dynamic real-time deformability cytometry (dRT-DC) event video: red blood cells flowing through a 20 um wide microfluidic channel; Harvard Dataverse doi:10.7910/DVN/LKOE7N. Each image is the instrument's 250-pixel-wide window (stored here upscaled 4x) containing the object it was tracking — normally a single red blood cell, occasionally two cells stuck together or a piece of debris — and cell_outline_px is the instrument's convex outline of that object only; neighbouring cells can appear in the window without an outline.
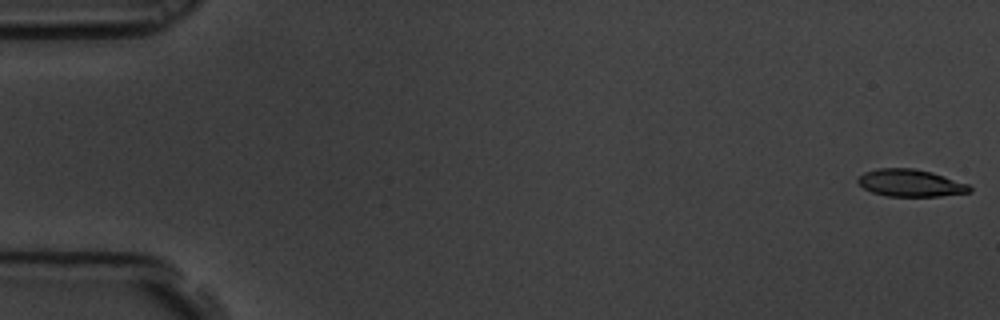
{"species": "common noctule bat (a hibernating species)", "species_latin": "Nyctalus noctula", "temperature_condition": "room temperature", "stored_images_in_passage": 58, "camera_frame_rate_fps": 3000, "um_per_image_px": 0.085, "animal": {"sex": "male", "body_mass_g": 19.5, "forearm_length_mm": 54.6}, "frame": {"image": 1, "passage_image": 1, "time_ms": 0.0, "image_size_px": [1000, 320], "cell_outline_px": [[972, 192], [940, 196], [888, 196], [872, 192], [864, 188], [856, 180], [864, 172], [876, 168], [912, 168], [932, 172], [968, 184], [972, 188]], "centroid_in_image_um": [77.39, 15.55], "position_along_channel_um": 7.6, "area_um2": 17.69}}
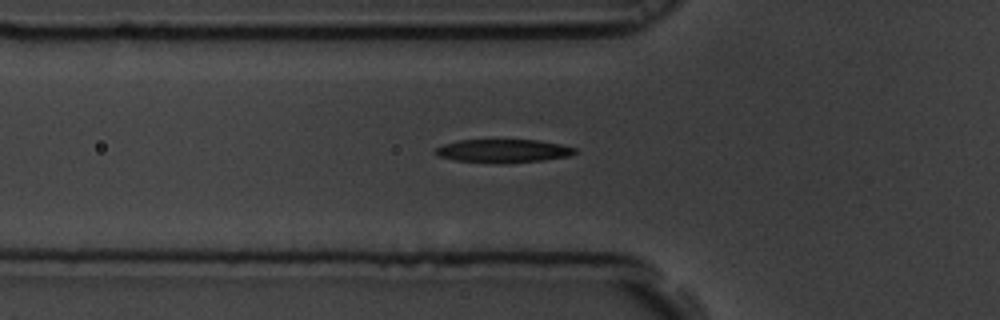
{"frame": {"image": 2, "passage_image": 20, "time_ms": 6.333, "image_size_px": [1000, 320], "cell_outline_px": [[576, 152], [568, 156], [544, 160], [500, 164], [456, 160], [440, 156], [432, 152], [436, 148], [444, 144], [460, 140], [536, 140], [560, 144], [576, 148]], "centroid_in_image_um": [42.76, 12.83], "position_along_channel_um": 83.0, "area_um2": 18.9}}
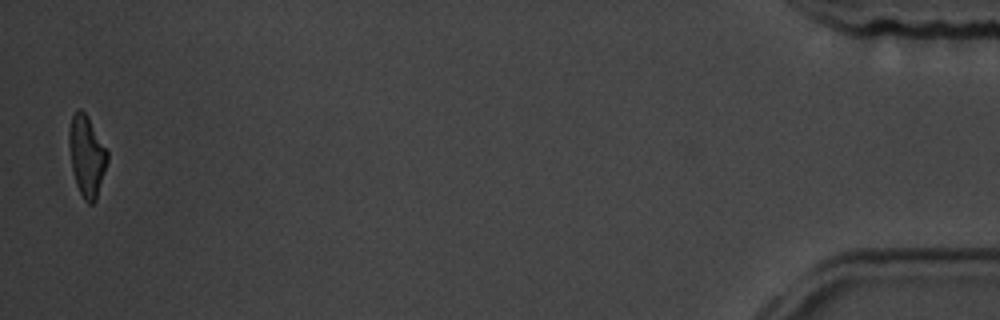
{"frame": {"image": 3, "passage_image": 57, "time_ms": 18.667, "image_size_px": [1000, 320], "cell_outline_px": [[108, 160], [96, 200], [92, 204], [88, 204], [84, 200], [76, 184], [72, 168], [68, 140], [68, 128], [72, 116], [76, 108], [80, 108], [88, 116], [108, 148]], "centroid_in_image_um": [7.38, 13.21], "position_along_channel_um": 427.8, "area_um2": 18.38}, "authors_computed_cell_mechanics": {"area_um2": 19.2763, "velocity_mm_per_s": 3.5381, "shape_relaxation_time_tau1_ms": 3.6723, "shape_relaxation_time_tau2_ms": 2.5217, "deformation_change_tau1": 0.17, "deformation_change_tau2": 0.1119}}